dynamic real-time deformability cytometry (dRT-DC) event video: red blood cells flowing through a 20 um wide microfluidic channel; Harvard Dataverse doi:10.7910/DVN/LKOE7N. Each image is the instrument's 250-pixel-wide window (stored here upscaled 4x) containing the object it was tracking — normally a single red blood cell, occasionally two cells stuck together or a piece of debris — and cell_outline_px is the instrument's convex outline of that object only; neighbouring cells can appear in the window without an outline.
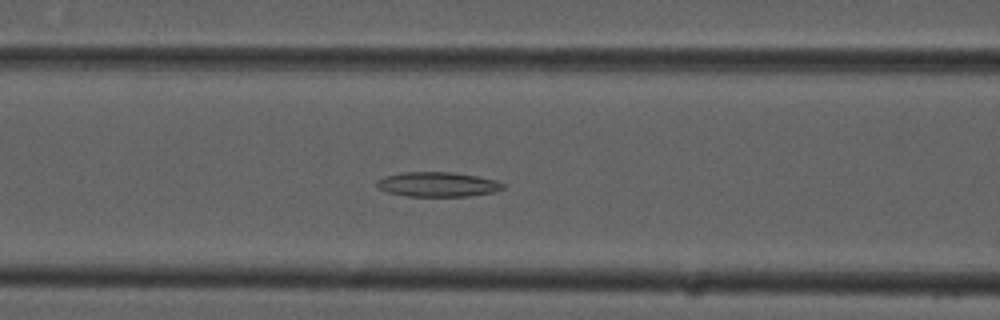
{"species": "common noctule bat (a hibernating species)", "species_latin": "Nyctalus noctula", "temperature_condition": "cold", "stored_images_in_passage": 46, "camera_frame_rate_fps": 3000, "um_per_image_px": 0.085, "animal": {"sex": "male", "forearm_length_mm": 52.5}, "frame": {"image": 1, "passage_image": 14, "time_ms": 4.333, "image_size_px": [1000, 320], "cell_outline_px": [[508, 184], [504, 188], [496, 192], [468, 196], [408, 196], [388, 192], [380, 188], [376, 184], [376, 180], [384, 176], [404, 172], [452, 172], [476, 176], [496, 180]], "centroid_in_image_um": [37.25, 15.67], "position_along_channel_um": 129.3, "area_um2": 18.21}}
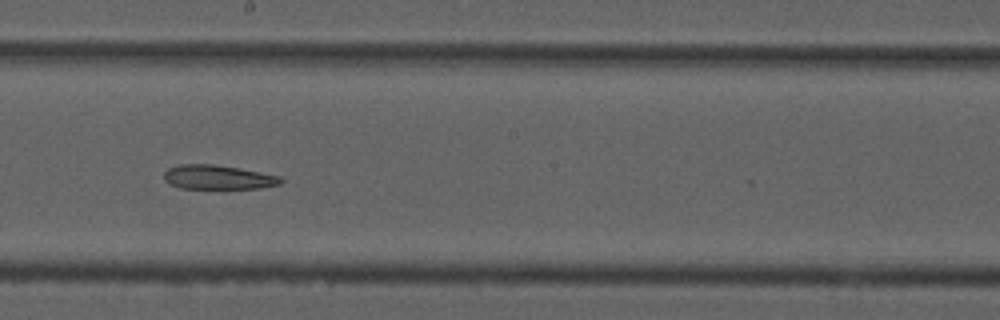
{"frame": {"image": 2, "passage_image": 22, "time_ms": 7.0, "image_size_px": [1000, 320], "cell_outline_px": [[284, 180], [280, 184], [260, 188], [180, 188], [168, 184], [164, 180], [164, 172], [168, 168], [180, 164], [212, 164], [260, 172], [280, 176]], "centroid_in_image_um": [18.5, 15.07], "position_along_channel_um": 229.7, "area_um2": 16.42}}
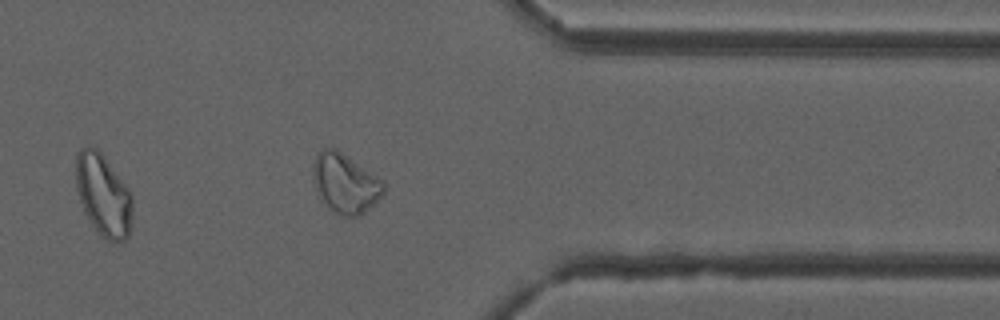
{"frame": {"image": 3, "passage_image": 35, "time_ms": 11.333, "image_size_px": [1000, 320], "cell_outline_px": [[384, 192], [360, 216], [340, 216], [332, 212], [324, 204], [316, 188], [312, 172], [312, 164], [316, 152], [324, 148], [336, 148], [384, 180]], "centroid_in_image_um": [29.32, 15.56], "position_along_channel_um": 382.1, "area_um2": 24.57}}